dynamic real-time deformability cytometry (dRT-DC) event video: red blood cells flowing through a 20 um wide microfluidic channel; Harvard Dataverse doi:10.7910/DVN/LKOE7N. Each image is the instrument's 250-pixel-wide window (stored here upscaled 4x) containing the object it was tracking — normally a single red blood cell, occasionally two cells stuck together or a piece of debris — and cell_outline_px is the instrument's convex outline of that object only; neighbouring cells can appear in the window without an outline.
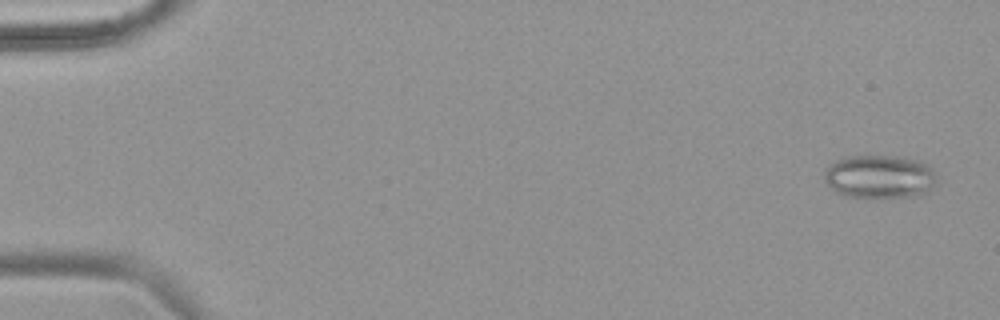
{"species": "common noctule bat (a hibernating species)", "species_latin": "Nyctalus noctula", "temperature_condition": "warm", "stored_images_in_passage": 55, "camera_frame_rate_fps": 3000, "um_per_image_px": 0.085, "animal": {"sex": "female", "body_mass_g": 18.4}, "frame": {"image": 1, "passage_image": 3, "time_ms": 0.667, "image_size_px": [1000, 320], "cell_outline_px": [[936, 176], [932, 188], [924, 196], [844, 196], [836, 192], [824, 180], [824, 172], [828, 164], [836, 160], [848, 156], [900, 156], [920, 160], [928, 164], [932, 168]], "centroid_in_image_um": [74.78, 14.99], "position_along_channel_um": 10.2, "area_um2": 28.5}}
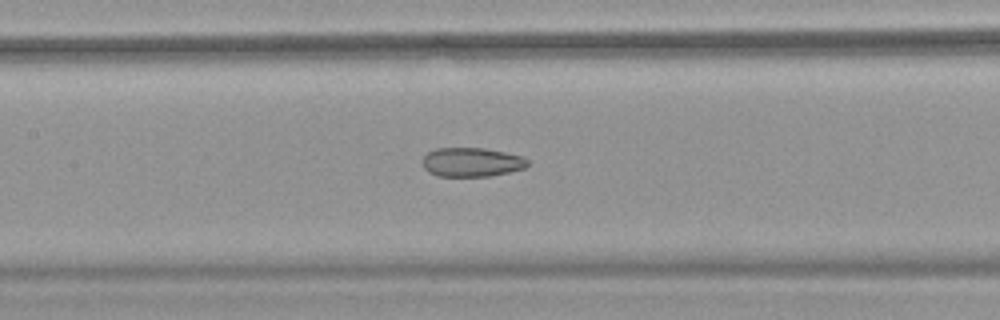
{"frame": {"image": 2, "passage_image": 27, "time_ms": 8.667, "image_size_px": [1000, 320], "cell_outline_px": [[528, 164], [524, 168], [492, 176], [440, 176], [428, 172], [424, 168], [424, 156], [428, 152], [436, 148], [484, 148], [524, 156], [528, 160]], "centroid_in_image_um": [40.11, 13.78], "position_along_channel_um": 167.3, "area_um2": 17.74}}
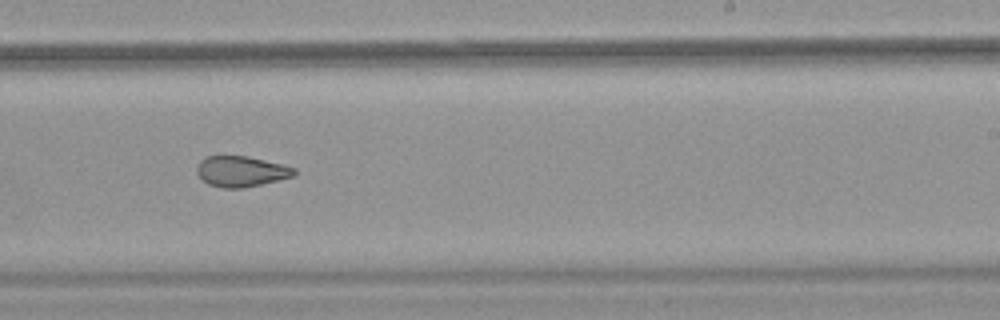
{"frame": {"image": 3, "passage_image": 35, "time_ms": 11.333, "image_size_px": [1000, 320], "cell_outline_px": [[296, 172], [292, 176], [244, 188], [224, 188], [208, 184], [200, 180], [196, 172], [196, 168], [200, 160], [208, 156], [248, 156], [296, 168]], "centroid_in_image_um": [20.43, 14.57], "position_along_channel_um": 268.6, "area_um2": 17.28}, "authors_computed_cell_mechanics": {"area_um2": 22.253, "velocity_mm_per_s": 3.8127, "shape_relaxation_time_tau1_ms": null, "shape_relaxation_time_tau2_ms": 1.6921, "deformation_change_tau1": null, "deformation_change_tau2": 0.0818}}